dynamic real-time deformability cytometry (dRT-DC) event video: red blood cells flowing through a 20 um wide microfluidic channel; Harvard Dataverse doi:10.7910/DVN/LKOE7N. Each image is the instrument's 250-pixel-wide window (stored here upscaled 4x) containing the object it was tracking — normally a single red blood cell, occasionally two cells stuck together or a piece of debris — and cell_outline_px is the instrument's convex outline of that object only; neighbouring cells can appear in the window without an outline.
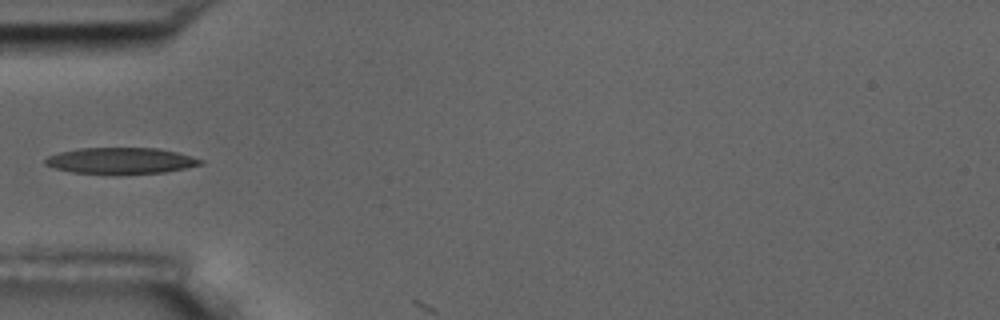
{"species": "common noctule bat (a hibernating species)", "species_latin": "Nyctalus noctula", "temperature_condition": "room temperature", "stored_images_in_passage": 3, "camera_frame_rate_fps": 3000, "um_per_image_px": 0.085, "animal": {"sex": "male", "body_mass_g": 17.5, "forearm_length_mm": 52.3}, "frame": {"image": 1, "passage_image": 2, "time_ms": 2.333, "image_size_px": [1000, 320], "cell_outline_px": [[204, 164], [164, 172], [116, 176], [72, 172], [56, 168], [44, 164], [44, 160], [48, 156], [60, 152], [80, 148], [156, 148], [176, 152], [204, 160]], "centroid_in_image_um": [10.26, 13.69], "position_along_channel_um": 74.7, "area_um2": 24.16}}